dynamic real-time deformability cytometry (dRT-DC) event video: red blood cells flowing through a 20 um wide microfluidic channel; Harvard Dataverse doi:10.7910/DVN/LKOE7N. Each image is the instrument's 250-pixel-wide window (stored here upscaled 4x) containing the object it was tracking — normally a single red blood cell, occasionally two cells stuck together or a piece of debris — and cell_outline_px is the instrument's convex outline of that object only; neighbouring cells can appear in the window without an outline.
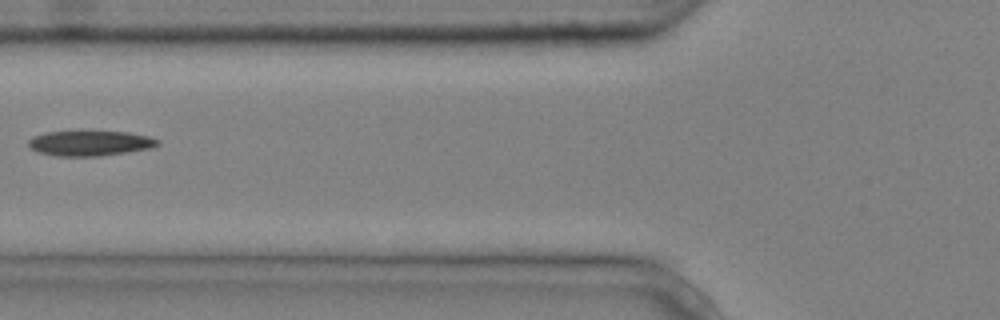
{"species": "common noctule bat (a hibernating species)", "species_latin": "Nyctalus noctula", "temperature_condition": "cold", "stored_images_in_passage": 5, "camera_frame_rate_fps": 3000, "um_per_image_px": 0.085, "animal": {"sex": "male", "body_mass_g": 20.4}, "frame": {"image": 1, "passage_image": 5, "time_ms": 1.333, "image_size_px": [1000, 320], "cell_outline_px": [[160, 144], [152, 148], [100, 156], [60, 156], [40, 152], [32, 148], [28, 144], [28, 140], [32, 136], [48, 132], [128, 132], [148, 136], [160, 140]], "centroid_in_image_um": [7.69, 12.17], "position_along_channel_um": 118.1, "area_um2": 18.67}}